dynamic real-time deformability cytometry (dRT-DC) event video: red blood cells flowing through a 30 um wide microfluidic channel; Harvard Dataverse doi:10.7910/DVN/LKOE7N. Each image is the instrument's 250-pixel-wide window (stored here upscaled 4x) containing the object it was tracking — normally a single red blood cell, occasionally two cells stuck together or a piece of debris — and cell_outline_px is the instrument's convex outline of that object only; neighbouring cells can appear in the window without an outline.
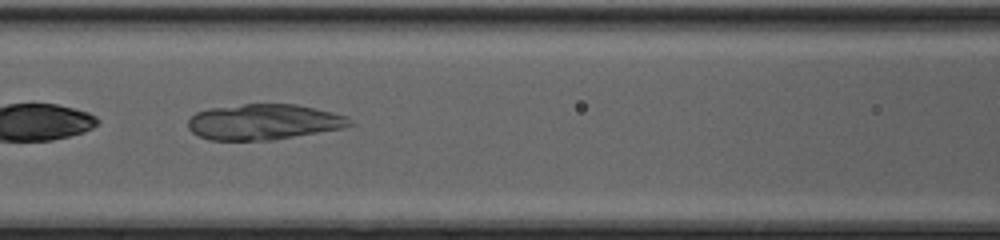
{"species": "common noctule bat (a hibernating species)", "species_latin": "Nyctalus noctula", "temperature_condition": "cold", "stored_images_in_passage": 22, "camera_frame_rate_fps": 3000, "um_per_image_px": 0.085, "animal": {"sex": "female", "body_mass_g": 20.0, "forearm_length_mm": 54.0}, "frame": {"image": 1, "passage_image": 7, "time_ms": 2.0, "image_size_px": [1000, 240], "cell_outline_px": [[356, 124], [344, 128], [272, 140], [208, 140], [192, 132], [188, 128], [188, 120], [196, 112], [208, 108], [244, 104], [296, 104], [316, 108], [348, 116]], "centroid_in_image_um": [22.45, 10.36], "position_along_channel_um": 144.2, "area_um2": 33.81}}
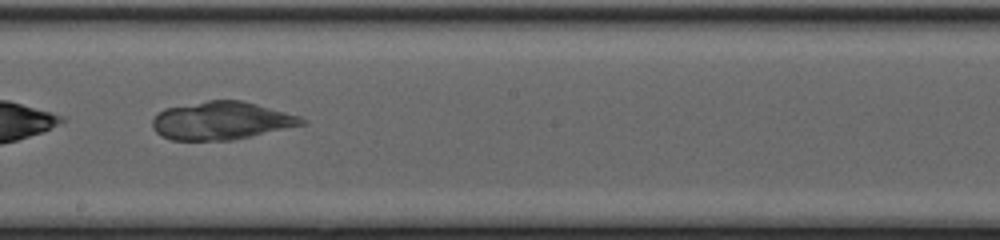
{"frame": {"image": 2, "passage_image": 13, "time_ms": 4.0, "image_size_px": [1000, 240], "cell_outline_px": [[308, 124], [252, 136], [232, 140], [172, 140], [160, 136], [152, 128], [152, 120], [156, 112], [164, 108], [208, 100], [244, 100], [300, 116], [308, 120]], "centroid_in_image_um": [18.83, 10.25], "position_along_channel_um": 229.4, "area_um2": 33.52}}
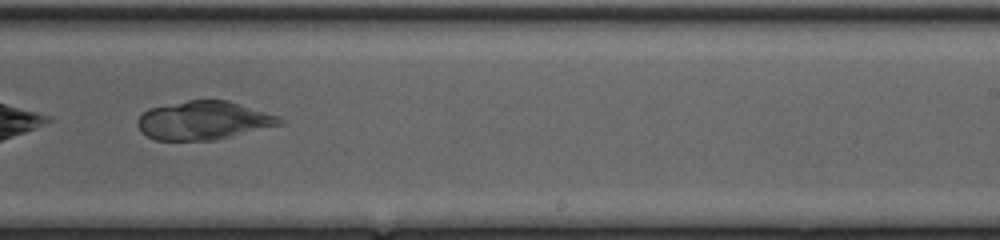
{"frame": {"image": 3, "passage_image": 16, "time_ms": 5.0, "image_size_px": [1000, 240], "cell_outline_px": [[284, 124], [212, 140], [156, 140], [140, 132], [136, 124], [136, 120], [148, 108], [188, 100], [228, 100], [276, 116], [284, 120]], "centroid_in_image_um": [17.25, 10.24], "position_along_channel_um": 271.8, "area_um2": 31.62}}